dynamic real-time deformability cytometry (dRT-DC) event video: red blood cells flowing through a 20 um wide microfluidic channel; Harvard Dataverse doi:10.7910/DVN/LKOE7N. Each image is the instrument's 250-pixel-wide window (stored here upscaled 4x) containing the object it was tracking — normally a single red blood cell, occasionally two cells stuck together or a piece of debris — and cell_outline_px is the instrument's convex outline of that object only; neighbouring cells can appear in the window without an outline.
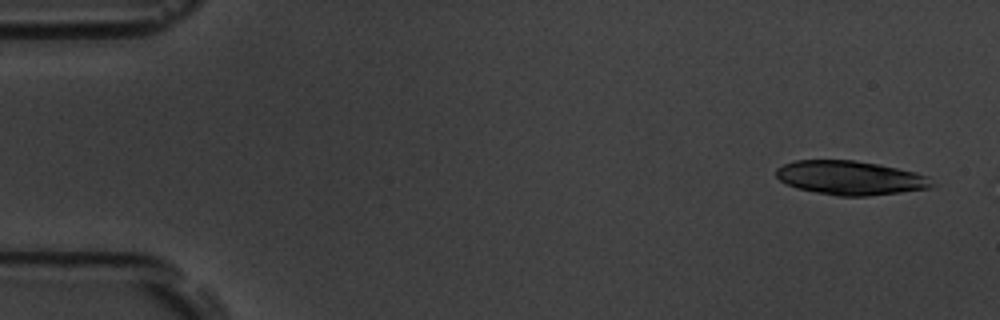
{"species": "common noctule bat (a hibernating species)", "species_latin": "Nyctalus noctula", "temperature_condition": "room temperature", "stored_images_in_passage": 5, "camera_frame_rate_fps": 3000, "um_per_image_px": 0.085, "animal": {"sex": "male", "body_mass_g": 19.5, "forearm_length_mm": 54.6}, "frame": {"image": 1, "passage_image": 1, "time_ms": 0.0, "image_size_px": [1000, 320], "cell_outline_px": [[936, 184], [932, 188], [868, 196], [840, 196], [816, 192], [796, 188], [780, 180], [776, 176], [776, 168], [784, 164], [796, 160], [852, 160], [880, 164], [916, 172], [928, 176]], "centroid_in_image_um": [72.32, 15.11], "position_along_channel_um": 12.7, "area_um2": 30.98}}